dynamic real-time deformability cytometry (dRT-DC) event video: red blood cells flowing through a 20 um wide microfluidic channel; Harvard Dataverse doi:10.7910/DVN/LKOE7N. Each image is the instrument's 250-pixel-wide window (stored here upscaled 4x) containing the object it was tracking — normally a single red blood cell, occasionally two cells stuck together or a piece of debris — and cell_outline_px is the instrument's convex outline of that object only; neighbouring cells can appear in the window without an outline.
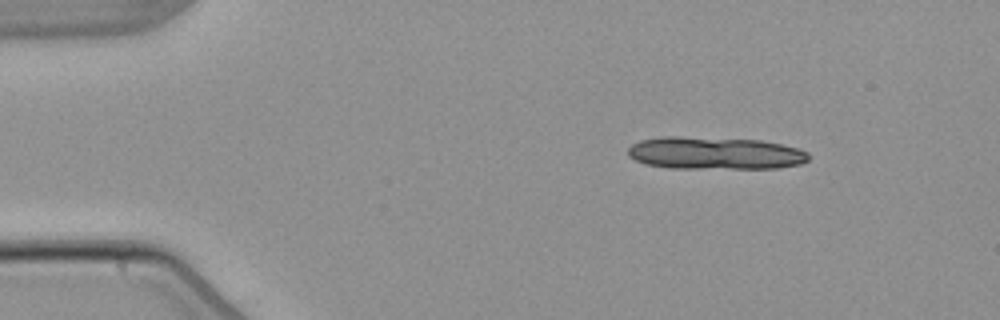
{"species": "common noctule bat (a hibernating species)", "species_latin": "Nyctalus noctula", "temperature_condition": "warm", "stored_images_in_passage": 4, "segment_of_instrument_passage": [1, 2], "camera_frame_rate_fps": 3000, "um_per_image_px": 0.085, "animal": {"sex": "male", "body_mass_g": 21.5, "forearm_length_mm": 52.0}, "frame": {"image": 1, "passage_image": 1, "time_ms": 0.0, "image_size_px": [1000, 320], "cell_outline_px": [[808, 160], [800, 164], [776, 168], [668, 168], [648, 164], [636, 160], [628, 156], [628, 148], [632, 144], [640, 140], [660, 136], [680, 136], [760, 140], [800, 148], [808, 152]], "centroid_in_image_um": [60.75, 13.01], "position_along_channel_um": 24.2, "area_um2": 34.33}}